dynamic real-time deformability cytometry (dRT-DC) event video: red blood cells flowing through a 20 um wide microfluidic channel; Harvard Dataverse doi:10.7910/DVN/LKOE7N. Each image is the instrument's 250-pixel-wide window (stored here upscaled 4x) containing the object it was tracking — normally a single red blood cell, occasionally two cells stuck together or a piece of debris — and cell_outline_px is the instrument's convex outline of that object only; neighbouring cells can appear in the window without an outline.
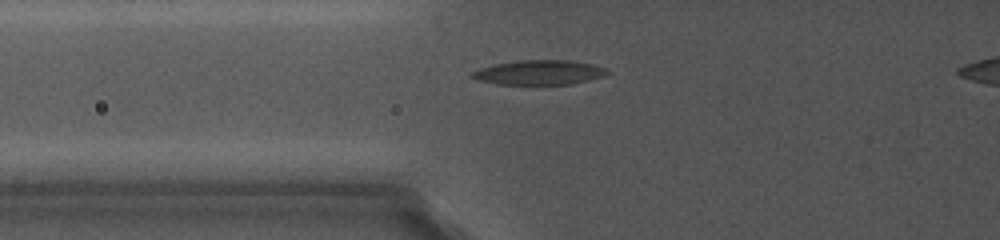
{"species": "common noctule bat (a hibernating species)", "species_latin": "Nyctalus noctula", "temperature_condition": "cold", "stored_images_in_passage": 14, "camera_frame_rate_fps": 5000, "um_per_image_px": 0.085, "animal": {"sex": "female", "body_mass_g": 19.0, "forearm_length_mm": 56.7}, "frame": {"image": 1, "passage_image": 7, "time_ms": 5.0, "image_size_px": [1000, 240], "cell_outline_px": [[608, 72], [604, 76], [588, 80], [568, 84], [500, 84], [480, 80], [472, 76], [472, 72], [480, 68], [496, 64], [520, 60], [568, 60], [592, 64], [608, 68]], "centroid_in_image_um": [45.88, 6.15], "position_along_channel_um": 79.9, "area_um2": 19.02}}
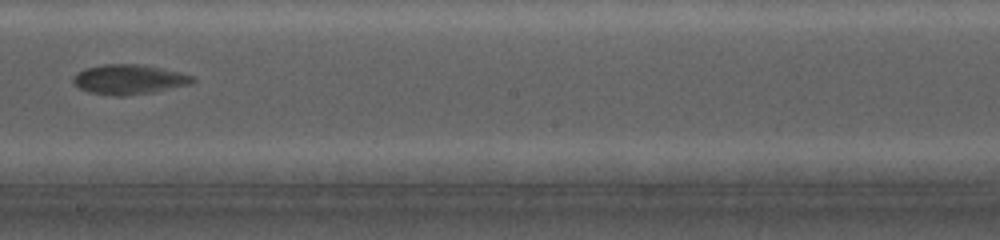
{"frame": {"image": 2, "passage_image": 12, "time_ms": 9.4, "image_size_px": [1000, 240], "cell_outline_px": [[196, 80], [184, 84], [144, 92], [92, 92], [80, 88], [72, 80], [76, 72], [84, 68], [104, 64], [144, 64], [180, 72], [192, 76]], "centroid_in_image_um": [10.91, 6.65], "position_along_channel_um": 237.3, "area_um2": 19.13}}